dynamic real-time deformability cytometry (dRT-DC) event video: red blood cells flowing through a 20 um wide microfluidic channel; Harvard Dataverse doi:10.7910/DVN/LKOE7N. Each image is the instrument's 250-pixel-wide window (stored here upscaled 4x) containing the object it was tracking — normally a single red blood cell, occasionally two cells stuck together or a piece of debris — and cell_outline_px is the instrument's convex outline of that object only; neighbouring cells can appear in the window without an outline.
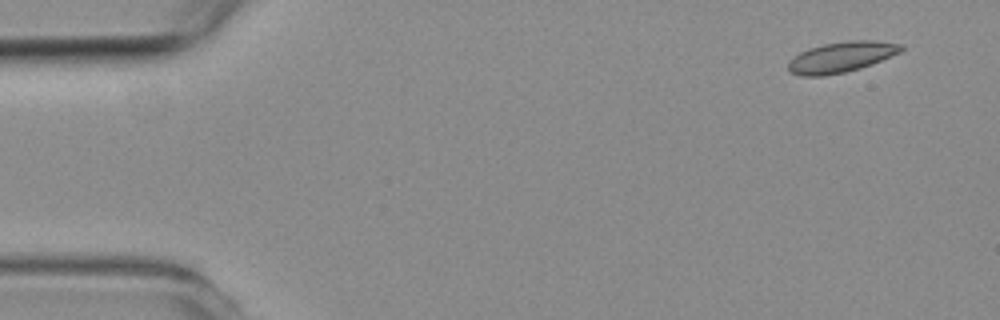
{"species": "common noctule bat (a hibernating species)", "species_latin": "Nyctalus noctula", "temperature_condition": "room temperature", "stored_images_in_passage": 4, "camera_frame_rate_fps": 3000, "um_per_image_px": 0.085, "animal": {"sex": "female", "body_mass_g": 19.3, "forearm_length_mm": 54.1}, "frame": {"image": 1, "passage_image": 1, "time_ms": 0.0, "image_size_px": [1000, 320], "cell_outline_px": [[904, 48], [900, 52], [872, 64], [860, 68], [844, 72], [824, 76], [800, 76], [792, 72], [788, 68], [788, 60], [800, 52], [808, 48], [824, 44], [848, 40], [872, 40], [904, 44]], "centroid_in_image_um": [71.51, 4.84], "position_along_channel_um": 13.5, "area_um2": 20.17}}
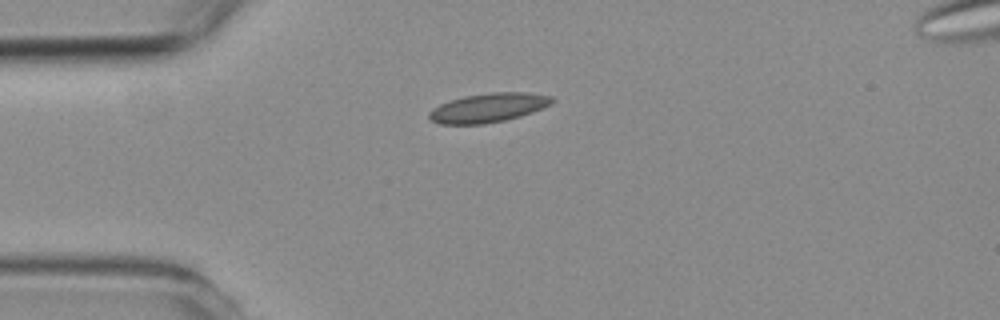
{"frame": {"image": 2, "passage_image": 4, "time_ms": 3.333, "image_size_px": [1000, 320], "cell_outline_px": [[556, 100], [552, 104], [532, 112], [520, 116], [504, 120], [484, 124], [440, 124], [432, 120], [428, 116], [428, 112], [432, 108], [440, 104], [464, 96], [492, 92], [524, 92], [552, 96]], "centroid_in_image_um": [41.52, 9.15], "position_along_channel_um": 43.5, "area_um2": 20.81}}